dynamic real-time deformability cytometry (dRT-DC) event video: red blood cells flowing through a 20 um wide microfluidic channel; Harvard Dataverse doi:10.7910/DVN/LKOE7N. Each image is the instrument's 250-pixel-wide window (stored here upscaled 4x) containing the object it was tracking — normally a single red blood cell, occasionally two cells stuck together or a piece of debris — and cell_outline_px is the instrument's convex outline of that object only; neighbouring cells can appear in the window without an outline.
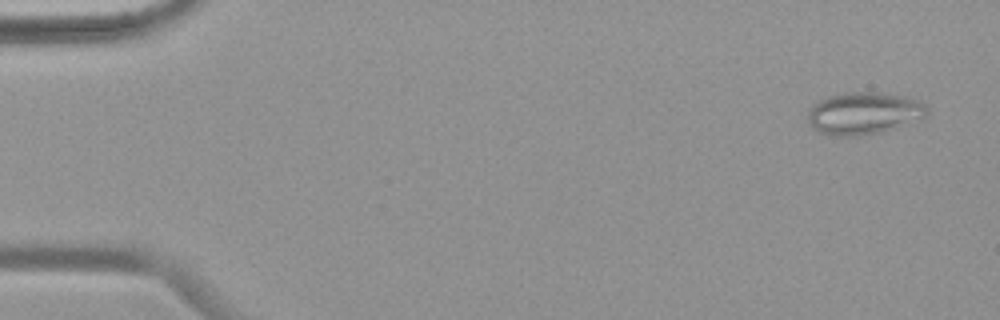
{"species": "common noctule bat (a hibernating species)", "species_latin": "Nyctalus noctula", "temperature_condition": "warm", "stored_images_in_passage": 54, "camera_frame_rate_fps": 3000, "um_per_image_px": 0.085, "animal": {"sex": "female", "body_mass_g": 19.9}, "frame": {"image": 1, "passage_image": 3, "time_ms": 0.667, "image_size_px": [1000, 320], "cell_outline_px": [[928, 116], [896, 128], [884, 132], [856, 136], [832, 136], [820, 132], [812, 128], [808, 124], [808, 108], [812, 104], [828, 96], [844, 92], [880, 92], [900, 96], [916, 100], [924, 104], [928, 108]], "centroid_in_image_um": [73.4, 9.64], "position_along_channel_um": 11.6, "area_um2": 29.65}}
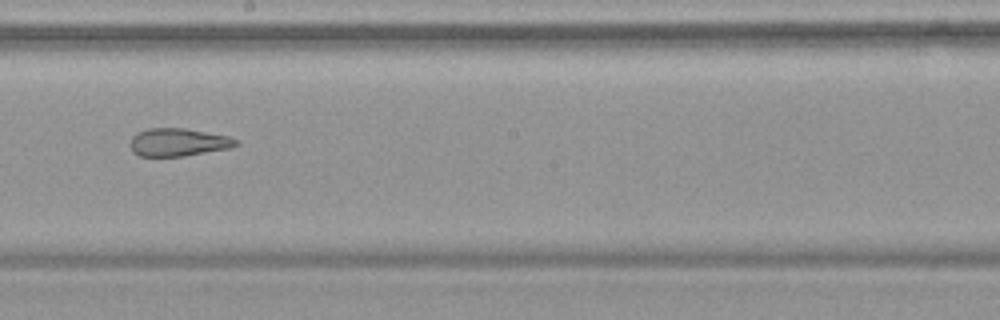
{"frame": {"image": 2, "passage_image": 31, "time_ms": 10.0, "image_size_px": [1000, 320], "cell_outline_px": [[240, 144], [228, 148], [184, 156], [140, 156], [132, 152], [128, 144], [132, 136], [136, 132], [148, 128], [184, 128], [228, 136], [240, 140]], "centroid_in_image_um": [15.11, 12.09], "position_along_channel_um": 233.1, "area_um2": 17.34}}
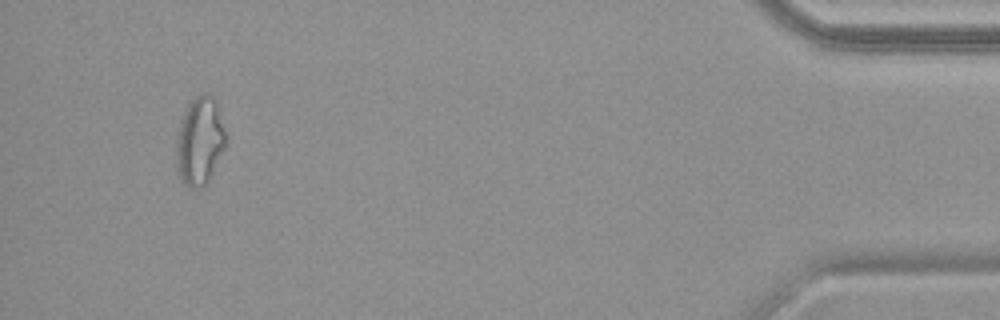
{"frame": {"image": 3, "passage_image": 51, "time_ms": 16.667, "image_size_px": [1000, 320], "cell_outline_px": [[228, 144], [208, 180], [204, 184], [196, 188], [188, 188], [184, 184], [180, 176], [176, 164], [176, 144], [180, 120], [188, 100], [204, 92], [208, 92], [216, 96]], "centroid_in_image_um": [16.99, 11.91], "position_along_channel_um": 418.2, "area_um2": 26.01}, "authors_computed_cell_mechanics": {"area_um2": 22.542, "velocity_mm_per_s": 3.7929, "shape_relaxation_time_tau1_ms": null, "shape_relaxation_time_tau2_ms": 2.2882, "deformation_change_tau1": null, "deformation_change_tau2": 0.1143}}